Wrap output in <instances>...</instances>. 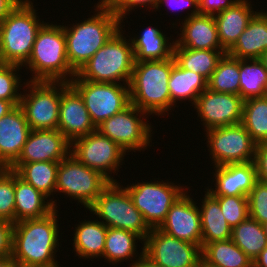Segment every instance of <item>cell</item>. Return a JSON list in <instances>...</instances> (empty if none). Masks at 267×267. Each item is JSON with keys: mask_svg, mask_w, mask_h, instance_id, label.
I'll return each mask as SVG.
<instances>
[{"mask_svg": "<svg viewBox=\"0 0 267 267\" xmlns=\"http://www.w3.org/2000/svg\"><path fill=\"white\" fill-rule=\"evenodd\" d=\"M202 259L215 267H253V261L231 239L206 244Z\"/></svg>", "mask_w": 267, "mask_h": 267, "instance_id": "4dcf8cb0", "label": "cell"}, {"mask_svg": "<svg viewBox=\"0 0 267 267\" xmlns=\"http://www.w3.org/2000/svg\"><path fill=\"white\" fill-rule=\"evenodd\" d=\"M150 228H158L170 207L185 192L183 186L173 182H134L125 187ZM183 188V189H182Z\"/></svg>", "mask_w": 267, "mask_h": 267, "instance_id": "8fae6325", "label": "cell"}, {"mask_svg": "<svg viewBox=\"0 0 267 267\" xmlns=\"http://www.w3.org/2000/svg\"><path fill=\"white\" fill-rule=\"evenodd\" d=\"M256 13L248 0H239L233 6L214 15L218 38L226 51L235 44Z\"/></svg>", "mask_w": 267, "mask_h": 267, "instance_id": "603a6c76", "label": "cell"}, {"mask_svg": "<svg viewBox=\"0 0 267 267\" xmlns=\"http://www.w3.org/2000/svg\"><path fill=\"white\" fill-rule=\"evenodd\" d=\"M15 172L0 168V219L15 223Z\"/></svg>", "mask_w": 267, "mask_h": 267, "instance_id": "74e56055", "label": "cell"}, {"mask_svg": "<svg viewBox=\"0 0 267 267\" xmlns=\"http://www.w3.org/2000/svg\"><path fill=\"white\" fill-rule=\"evenodd\" d=\"M15 106L7 100L0 99V118L10 112Z\"/></svg>", "mask_w": 267, "mask_h": 267, "instance_id": "f907efd6", "label": "cell"}, {"mask_svg": "<svg viewBox=\"0 0 267 267\" xmlns=\"http://www.w3.org/2000/svg\"><path fill=\"white\" fill-rule=\"evenodd\" d=\"M0 267H22L11 256L0 258Z\"/></svg>", "mask_w": 267, "mask_h": 267, "instance_id": "816d5d0a", "label": "cell"}, {"mask_svg": "<svg viewBox=\"0 0 267 267\" xmlns=\"http://www.w3.org/2000/svg\"><path fill=\"white\" fill-rule=\"evenodd\" d=\"M71 150V143L58 129L32 130L19 158L8 168L16 171L23 163L62 161Z\"/></svg>", "mask_w": 267, "mask_h": 267, "instance_id": "e0dca14e", "label": "cell"}, {"mask_svg": "<svg viewBox=\"0 0 267 267\" xmlns=\"http://www.w3.org/2000/svg\"><path fill=\"white\" fill-rule=\"evenodd\" d=\"M95 10L87 20L70 27L63 25L68 63L76 73L122 27L121 20L102 2Z\"/></svg>", "mask_w": 267, "mask_h": 267, "instance_id": "7a4b0ae2", "label": "cell"}, {"mask_svg": "<svg viewBox=\"0 0 267 267\" xmlns=\"http://www.w3.org/2000/svg\"><path fill=\"white\" fill-rule=\"evenodd\" d=\"M96 214L107 227L124 229L145 240L151 228L144 221L141 212L125 187L111 182L87 209Z\"/></svg>", "mask_w": 267, "mask_h": 267, "instance_id": "52a82bcc", "label": "cell"}, {"mask_svg": "<svg viewBox=\"0 0 267 267\" xmlns=\"http://www.w3.org/2000/svg\"><path fill=\"white\" fill-rule=\"evenodd\" d=\"M260 60L263 62L266 70H267V51L261 56Z\"/></svg>", "mask_w": 267, "mask_h": 267, "instance_id": "f5cc1de1", "label": "cell"}, {"mask_svg": "<svg viewBox=\"0 0 267 267\" xmlns=\"http://www.w3.org/2000/svg\"><path fill=\"white\" fill-rule=\"evenodd\" d=\"M14 223L0 219V258L12 254V234Z\"/></svg>", "mask_w": 267, "mask_h": 267, "instance_id": "7bdbcfd3", "label": "cell"}, {"mask_svg": "<svg viewBox=\"0 0 267 267\" xmlns=\"http://www.w3.org/2000/svg\"><path fill=\"white\" fill-rule=\"evenodd\" d=\"M199 267H215V266L209 265L203 259H201Z\"/></svg>", "mask_w": 267, "mask_h": 267, "instance_id": "db71d44e", "label": "cell"}, {"mask_svg": "<svg viewBox=\"0 0 267 267\" xmlns=\"http://www.w3.org/2000/svg\"><path fill=\"white\" fill-rule=\"evenodd\" d=\"M231 240L252 261L267 247L263 225L250 216L232 228Z\"/></svg>", "mask_w": 267, "mask_h": 267, "instance_id": "d6a6232c", "label": "cell"}, {"mask_svg": "<svg viewBox=\"0 0 267 267\" xmlns=\"http://www.w3.org/2000/svg\"><path fill=\"white\" fill-rule=\"evenodd\" d=\"M144 114L148 115L130 104L121 112L104 120L97 126V130L117 143L125 152L145 150L152 141V126L144 121L147 120Z\"/></svg>", "mask_w": 267, "mask_h": 267, "instance_id": "7c38bea8", "label": "cell"}, {"mask_svg": "<svg viewBox=\"0 0 267 267\" xmlns=\"http://www.w3.org/2000/svg\"><path fill=\"white\" fill-rule=\"evenodd\" d=\"M199 206L201 215V248L215 241L231 239L232 228L228 225L219 206V202L207 191Z\"/></svg>", "mask_w": 267, "mask_h": 267, "instance_id": "484cf974", "label": "cell"}, {"mask_svg": "<svg viewBox=\"0 0 267 267\" xmlns=\"http://www.w3.org/2000/svg\"><path fill=\"white\" fill-rule=\"evenodd\" d=\"M254 163L257 179L267 183V142L256 144Z\"/></svg>", "mask_w": 267, "mask_h": 267, "instance_id": "f6af8a7d", "label": "cell"}, {"mask_svg": "<svg viewBox=\"0 0 267 267\" xmlns=\"http://www.w3.org/2000/svg\"><path fill=\"white\" fill-rule=\"evenodd\" d=\"M239 74L240 59L226 53L219 60L216 69L207 81V88L215 92L239 95Z\"/></svg>", "mask_w": 267, "mask_h": 267, "instance_id": "8d00e7d4", "label": "cell"}, {"mask_svg": "<svg viewBox=\"0 0 267 267\" xmlns=\"http://www.w3.org/2000/svg\"><path fill=\"white\" fill-rule=\"evenodd\" d=\"M226 52V50H197L174 47L173 57L182 69L200 74L208 81L219 60Z\"/></svg>", "mask_w": 267, "mask_h": 267, "instance_id": "f546056e", "label": "cell"}, {"mask_svg": "<svg viewBox=\"0 0 267 267\" xmlns=\"http://www.w3.org/2000/svg\"><path fill=\"white\" fill-rule=\"evenodd\" d=\"M44 23L37 16L31 0H22L0 22V63L24 65Z\"/></svg>", "mask_w": 267, "mask_h": 267, "instance_id": "5b68a950", "label": "cell"}, {"mask_svg": "<svg viewBox=\"0 0 267 267\" xmlns=\"http://www.w3.org/2000/svg\"><path fill=\"white\" fill-rule=\"evenodd\" d=\"M28 93L21 94L20 106L31 130L57 129L61 82L26 81Z\"/></svg>", "mask_w": 267, "mask_h": 267, "instance_id": "30bf717a", "label": "cell"}, {"mask_svg": "<svg viewBox=\"0 0 267 267\" xmlns=\"http://www.w3.org/2000/svg\"><path fill=\"white\" fill-rule=\"evenodd\" d=\"M144 255L162 267H199L202 248L151 228L143 242Z\"/></svg>", "mask_w": 267, "mask_h": 267, "instance_id": "9a60e30c", "label": "cell"}, {"mask_svg": "<svg viewBox=\"0 0 267 267\" xmlns=\"http://www.w3.org/2000/svg\"><path fill=\"white\" fill-rule=\"evenodd\" d=\"M30 81L70 82L76 72L68 63L63 25L44 23L38 30L28 61ZM70 77V78H68ZM69 79V80H68Z\"/></svg>", "mask_w": 267, "mask_h": 267, "instance_id": "277c9868", "label": "cell"}, {"mask_svg": "<svg viewBox=\"0 0 267 267\" xmlns=\"http://www.w3.org/2000/svg\"><path fill=\"white\" fill-rule=\"evenodd\" d=\"M185 191L170 207L165 220L158 227L162 232L201 247L202 229L199 207Z\"/></svg>", "mask_w": 267, "mask_h": 267, "instance_id": "ac0fdd59", "label": "cell"}, {"mask_svg": "<svg viewBox=\"0 0 267 267\" xmlns=\"http://www.w3.org/2000/svg\"><path fill=\"white\" fill-rule=\"evenodd\" d=\"M69 84L82 97L96 127L131 104L129 85L88 80H71Z\"/></svg>", "mask_w": 267, "mask_h": 267, "instance_id": "9c48e42d", "label": "cell"}, {"mask_svg": "<svg viewBox=\"0 0 267 267\" xmlns=\"http://www.w3.org/2000/svg\"><path fill=\"white\" fill-rule=\"evenodd\" d=\"M169 37L157 27L149 26L138 37L131 38L135 61L163 60L173 56L174 40L169 42Z\"/></svg>", "mask_w": 267, "mask_h": 267, "instance_id": "83f0119b", "label": "cell"}, {"mask_svg": "<svg viewBox=\"0 0 267 267\" xmlns=\"http://www.w3.org/2000/svg\"><path fill=\"white\" fill-rule=\"evenodd\" d=\"M70 153L85 166L101 173L110 182H117L110 174L122 165L126 152L98 130L71 143Z\"/></svg>", "mask_w": 267, "mask_h": 267, "instance_id": "5bb4252c", "label": "cell"}, {"mask_svg": "<svg viewBox=\"0 0 267 267\" xmlns=\"http://www.w3.org/2000/svg\"><path fill=\"white\" fill-rule=\"evenodd\" d=\"M206 134L214 167L254 161L256 143L241 123L212 128Z\"/></svg>", "mask_w": 267, "mask_h": 267, "instance_id": "4fadbf2b", "label": "cell"}, {"mask_svg": "<svg viewBox=\"0 0 267 267\" xmlns=\"http://www.w3.org/2000/svg\"><path fill=\"white\" fill-rule=\"evenodd\" d=\"M20 105L0 118V168H9L18 158L31 132Z\"/></svg>", "mask_w": 267, "mask_h": 267, "instance_id": "ffe728a7", "label": "cell"}, {"mask_svg": "<svg viewBox=\"0 0 267 267\" xmlns=\"http://www.w3.org/2000/svg\"><path fill=\"white\" fill-rule=\"evenodd\" d=\"M218 202L223 216L231 228L249 216L247 196H213Z\"/></svg>", "mask_w": 267, "mask_h": 267, "instance_id": "ab89813d", "label": "cell"}, {"mask_svg": "<svg viewBox=\"0 0 267 267\" xmlns=\"http://www.w3.org/2000/svg\"><path fill=\"white\" fill-rule=\"evenodd\" d=\"M173 56L163 60L135 61L129 82L130 102L149 115H164L171 109L168 81Z\"/></svg>", "mask_w": 267, "mask_h": 267, "instance_id": "3957f363", "label": "cell"}, {"mask_svg": "<svg viewBox=\"0 0 267 267\" xmlns=\"http://www.w3.org/2000/svg\"><path fill=\"white\" fill-rule=\"evenodd\" d=\"M180 31L179 35L181 36L175 40L174 47L197 50H225L220 44L213 15L186 16L180 26Z\"/></svg>", "mask_w": 267, "mask_h": 267, "instance_id": "7402d4cb", "label": "cell"}, {"mask_svg": "<svg viewBox=\"0 0 267 267\" xmlns=\"http://www.w3.org/2000/svg\"><path fill=\"white\" fill-rule=\"evenodd\" d=\"M20 67L23 66L0 63V99L10 101L14 106L20 105L21 94H23L20 91L23 85L20 84V74L16 73L17 70L19 72Z\"/></svg>", "mask_w": 267, "mask_h": 267, "instance_id": "f35d334b", "label": "cell"}, {"mask_svg": "<svg viewBox=\"0 0 267 267\" xmlns=\"http://www.w3.org/2000/svg\"><path fill=\"white\" fill-rule=\"evenodd\" d=\"M112 13H114L123 22L129 11L134 7L150 6L155 9L159 0H100ZM147 4V5H145Z\"/></svg>", "mask_w": 267, "mask_h": 267, "instance_id": "b9f144b4", "label": "cell"}, {"mask_svg": "<svg viewBox=\"0 0 267 267\" xmlns=\"http://www.w3.org/2000/svg\"><path fill=\"white\" fill-rule=\"evenodd\" d=\"M267 51V11L257 12L235 44L226 52L237 59H260Z\"/></svg>", "mask_w": 267, "mask_h": 267, "instance_id": "cb8c5ba5", "label": "cell"}, {"mask_svg": "<svg viewBox=\"0 0 267 267\" xmlns=\"http://www.w3.org/2000/svg\"><path fill=\"white\" fill-rule=\"evenodd\" d=\"M253 267H267V247L254 259Z\"/></svg>", "mask_w": 267, "mask_h": 267, "instance_id": "681fc988", "label": "cell"}, {"mask_svg": "<svg viewBox=\"0 0 267 267\" xmlns=\"http://www.w3.org/2000/svg\"><path fill=\"white\" fill-rule=\"evenodd\" d=\"M14 196L15 223L25 219L44 217L58 207L53 199L46 200L48 198L46 195L26 183L16 173Z\"/></svg>", "mask_w": 267, "mask_h": 267, "instance_id": "d4e9b609", "label": "cell"}, {"mask_svg": "<svg viewBox=\"0 0 267 267\" xmlns=\"http://www.w3.org/2000/svg\"><path fill=\"white\" fill-rule=\"evenodd\" d=\"M58 168L59 162H30L23 163L15 173L26 183L31 184L35 189L50 197L56 194Z\"/></svg>", "mask_w": 267, "mask_h": 267, "instance_id": "1f68e13d", "label": "cell"}, {"mask_svg": "<svg viewBox=\"0 0 267 267\" xmlns=\"http://www.w3.org/2000/svg\"><path fill=\"white\" fill-rule=\"evenodd\" d=\"M120 27L76 73L72 80L108 82L128 85L135 64L130 39L126 41Z\"/></svg>", "mask_w": 267, "mask_h": 267, "instance_id": "8992f818", "label": "cell"}, {"mask_svg": "<svg viewBox=\"0 0 267 267\" xmlns=\"http://www.w3.org/2000/svg\"><path fill=\"white\" fill-rule=\"evenodd\" d=\"M215 190L208 188L212 196H248L257 179L254 161L226 164L214 167Z\"/></svg>", "mask_w": 267, "mask_h": 267, "instance_id": "44dd1931", "label": "cell"}, {"mask_svg": "<svg viewBox=\"0 0 267 267\" xmlns=\"http://www.w3.org/2000/svg\"><path fill=\"white\" fill-rule=\"evenodd\" d=\"M241 124L256 144L267 142V96L244 100Z\"/></svg>", "mask_w": 267, "mask_h": 267, "instance_id": "d590c367", "label": "cell"}, {"mask_svg": "<svg viewBox=\"0 0 267 267\" xmlns=\"http://www.w3.org/2000/svg\"><path fill=\"white\" fill-rule=\"evenodd\" d=\"M164 3H167V4L172 3L171 6L173 7L175 6V9L176 7H178L181 10L185 7L188 8V6H190L191 8H193V10H191V14L187 15L188 17L199 14L198 0H159L156 6V9L158 10L161 7V4L164 5Z\"/></svg>", "mask_w": 267, "mask_h": 267, "instance_id": "bcb514c9", "label": "cell"}, {"mask_svg": "<svg viewBox=\"0 0 267 267\" xmlns=\"http://www.w3.org/2000/svg\"><path fill=\"white\" fill-rule=\"evenodd\" d=\"M239 80L243 100L265 96L267 70L260 59H240Z\"/></svg>", "mask_w": 267, "mask_h": 267, "instance_id": "836d02e7", "label": "cell"}, {"mask_svg": "<svg viewBox=\"0 0 267 267\" xmlns=\"http://www.w3.org/2000/svg\"><path fill=\"white\" fill-rule=\"evenodd\" d=\"M108 227L98 220H85L75 227L73 249L79 258L103 257Z\"/></svg>", "mask_w": 267, "mask_h": 267, "instance_id": "4316f807", "label": "cell"}, {"mask_svg": "<svg viewBox=\"0 0 267 267\" xmlns=\"http://www.w3.org/2000/svg\"><path fill=\"white\" fill-rule=\"evenodd\" d=\"M57 129L70 143L97 130L82 97L69 82H61Z\"/></svg>", "mask_w": 267, "mask_h": 267, "instance_id": "d6986e66", "label": "cell"}, {"mask_svg": "<svg viewBox=\"0 0 267 267\" xmlns=\"http://www.w3.org/2000/svg\"><path fill=\"white\" fill-rule=\"evenodd\" d=\"M265 96H267V85H266V88H265Z\"/></svg>", "mask_w": 267, "mask_h": 267, "instance_id": "9f6ffc18", "label": "cell"}, {"mask_svg": "<svg viewBox=\"0 0 267 267\" xmlns=\"http://www.w3.org/2000/svg\"><path fill=\"white\" fill-rule=\"evenodd\" d=\"M141 255L139 256L138 259L135 261L133 260L134 263H131V266L129 267H162L154 262H152L150 259H148L144 255V248H142V252L140 253Z\"/></svg>", "mask_w": 267, "mask_h": 267, "instance_id": "c3c4849f", "label": "cell"}, {"mask_svg": "<svg viewBox=\"0 0 267 267\" xmlns=\"http://www.w3.org/2000/svg\"><path fill=\"white\" fill-rule=\"evenodd\" d=\"M136 240L144 241L133 232L108 227L103 257L113 265L133 258L136 254Z\"/></svg>", "mask_w": 267, "mask_h": 267, "instance_id": "e575fe53", "label": "cell"}, {"mask_svg": "<svg viewBox=\"0 0 267 267\" xmlns=\"http://www.w3.org/2000/svg\"><path fill=\"white\" fill-rule=\"evenodd\" d=\"M110 183L101 173L80 163L69 153L59 162L55 192L78 200L88 209Z\"/></svg>", "mask_w": 267, "mask_h": 267, "instance_id": "ba28073f", "label": "cell"}, {"mask_svg": "<svg viewBox=\"0 0 267 267\" xmlns=\"http://www.w3.org/2000/svg\"><path fill=\"white\" fill-rule=\"evenodd\" d=\"M171 109L177 101L188 100L194 105L197 97L207 89V80L193 71L182 69L173 57V68L168 81Z\"/></svg>", "mask_w": 267, "mask_h": 267, "instance_id": "f1b7e54d", "label": "cell"}, {"mask_svg": "<svg viewBox=\"0 0 267 267\" xmlns=\"http://www.w3.org/2000/svg\"><path fill=\"white\" fill-rule=\"evenodd\" d=\"M239 0H198L199 14L215 15L222 12L230 6H233Z\"/></svg>", "mask_w": 267, "mask_h": 267, "instance_id": "ee69618b", "label": "cell"}, {"mask_svg": "<svg viewBox=\"0 0 267 267\" xmlns=\"http://www.w3.org/2000/svg\"><path fill=\"white\" fill-rule=\"evenodd\" d=\"M247 197L249 216L261 224L267 222V183L257 180Z\"/></svg>", "mask_w": 267, "mask_h": 267, "instance_id": "60d3db41", "label": "cell"}, {"mask_svg": "<svg viewBox=\"0 0 267 267\" xmlns=\"http://www.w3.org/2000/svg\"><path fill=\"white\" fill-rule=\"evenodd\" d=\"M22 0H0V22L21 2Z\"/></svg>", "mask_w": 267, "mask_h": 267, "instance_id": "7dc6e473", "label": "cell"}, {"mask_svg": "<svg viewBox=\"0 0 267 267\" xmlns=\"http://www.w3.org/2000/svg\"><path fill=\"white\" fill-rule=\"evenodd\" d=\"M58 210L41 218L14 223L11 257L22 267H56L59 247ZM58 246V247H57Z\"/></svg>", "mask_w": 267, "mask_h": 267, "instance_id": "6da1fadb", "label": "cell"}, {"mask_svg": "<svg viewBox=\"0 0 267 267\" xmlns=\"http://www.w3.org/2000/svg\"><path fill=\"white\" fill-rule=\"evenodd\" d=\"M244 100L240 95L215 92L208 88L196 99L194 108L205 131L241 123Z\"/></svg>", "mask_w": 267, "mask_h": 267, "instance_id": "2e32d148", "label": "cell"}, {"mask_svg": "<svg viewBox=\"0 0 267 267\" xmlns=\"http://www.w3.org/2000/svg\"><path fill=\"white\" fill-rule=\"evenodd\" d=\"M262 225H263V229L265 231V235L267 237V222L263 223Z\"/></svg>", "mask_w": 267, "mask_h": 267, "instance_id": "11a10c76", "label": "cell"}]
</instances>
